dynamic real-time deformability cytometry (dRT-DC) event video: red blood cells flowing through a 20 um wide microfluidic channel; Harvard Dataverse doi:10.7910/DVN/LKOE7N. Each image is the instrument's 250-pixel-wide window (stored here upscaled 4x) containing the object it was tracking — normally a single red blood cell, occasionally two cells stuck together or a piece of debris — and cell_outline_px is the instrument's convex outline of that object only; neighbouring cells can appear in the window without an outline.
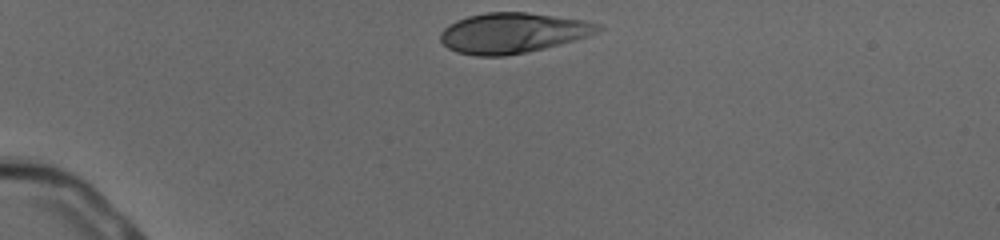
{"species": "human", "species_latin": "Homo sapiens", "temperature_condition": "cold", "stored_images_in_passage": 30, "camera_frame_rate_fps": 3000, "um_per_image_px": 0.085, "donor": {"sex": "male"}, "frame": {"image": 1, "passage_image": 1, "time_ms": 0.0, "image_size_px": [1000, 240], "cell_outline_px": [[604, 28], [596, 32], [560, 44], [544, 48], [504, 56], [476, 56], [456, 52], [448, 48], [440, 40], [440, 32], [448, 24], [456, 20], [468, 16], [488, 12], [524, 12], [584, 20], [600, 24]], "centroid_in_image_um": [43.52, 2.8], "position_along_channel_um": 41.5, "area_um2": 36.7}}
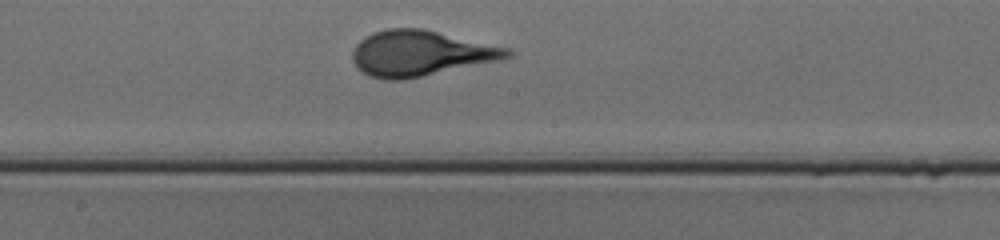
{"frame": {"image": 2, "passage_image": 18, "time_ms": 5.667, "image_size_px": [1000, 240], "cell_outline_px": [[516, 52], [512, 56], [500, 60], [404, 80], [384, 80], [368, 76], [356, 68], [352, 60], [352, 52], [356, 44], [360, 40], [372, 32], [388, 28], [420, 28], [508, 48]], "centroid_in_image_um": [35.7, 4.54], "position_along_channel_um": 212.5, "area_um2": 41.1}}
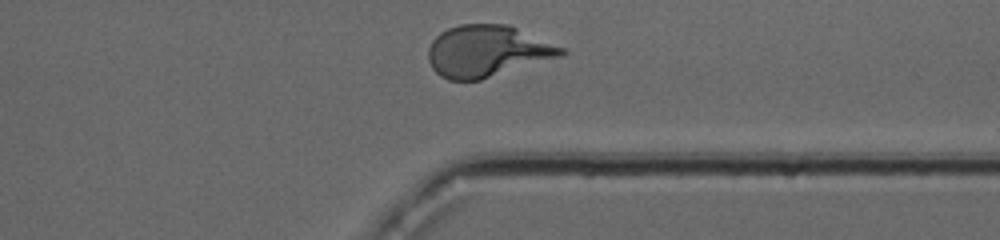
{"frame": {"image": 3, "passage_image": 30, "time_ms": 9.667, "image_size_px": [1000, 240], "cell_outline_px": [[568, 52], [564, 56], [480, 80], [448, 80], [440, 76], [432, 68], [428, 60], [428, 48], [432, 40], [440, 32], [448, 28], [460, 24], [508, 24], [564, 48]], "centroid_in_image_um": [41.42, 4.35], "position_along_channel_um": 370.0, "area_um2": 40.17}}